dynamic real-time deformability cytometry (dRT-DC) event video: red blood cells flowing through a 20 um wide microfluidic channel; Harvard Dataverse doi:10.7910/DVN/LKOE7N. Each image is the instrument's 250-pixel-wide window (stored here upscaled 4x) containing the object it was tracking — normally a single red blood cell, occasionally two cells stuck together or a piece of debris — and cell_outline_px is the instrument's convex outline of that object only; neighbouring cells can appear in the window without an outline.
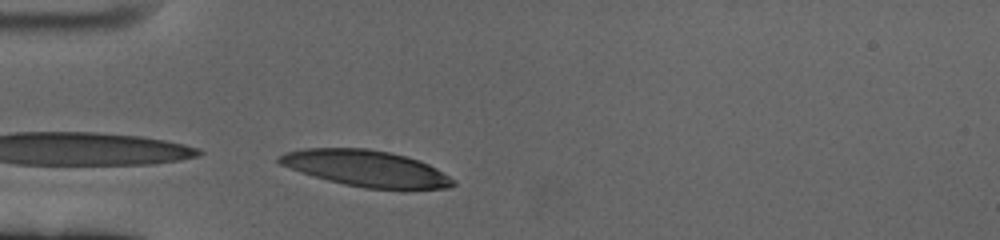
{"species": "human", "species_latin": "Homo sapiens", "temperature_condition": "cold", "stored_images_in_passage": 6, "camera_frame_rate_fps": 3000, "um_per_image_px": 0.085, "donor": {"sex": "female"}, "frame": {"image": 1, "passage_image": 6, "time_ms": 1.667, "image_size_px": [1000, 240], "cell_outline_px": [[456, 184], [448, 188], [364, 188], [344, 184], [328, 180], [300, 172], [280, 164], [276, 160], [276, 156], [284, 152], [304, 148], [368, 148], [388, 152], [420, 160], [436, 168], [456, 180]], "centroid_in_image_um": [31.08, 14.3], "position_along_channel_um": 53.9, "area_um2": 36.47}}